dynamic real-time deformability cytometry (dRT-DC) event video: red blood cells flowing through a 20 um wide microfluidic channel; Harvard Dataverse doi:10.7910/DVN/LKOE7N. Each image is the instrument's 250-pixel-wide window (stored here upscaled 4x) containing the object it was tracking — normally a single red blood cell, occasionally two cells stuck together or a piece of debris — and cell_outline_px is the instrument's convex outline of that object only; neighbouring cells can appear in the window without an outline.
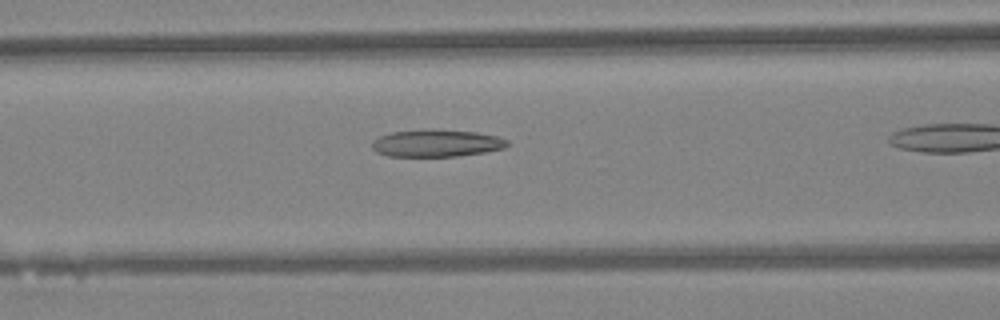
{"species": "Egyptian fruit bat (a non-hibernating species)", "species_latin": "Rousettus aegyptiacus", "temperature_condition": "warm", "stored_images_in_passage": 34, "camera_frame_rate_fps": 3000, "um_per_image_px": 0.085, "animal": {"sex": "female"}, "frame": {"image": 1, "passage_image": 16, "time_ms": 5.0, "image_size_px": [1000, 320], "cell_outline_px": [[508, 144], [504, 148], [484, 152], [456, 156], [388, 156], [376, 152], [372, 148], [372, 140], [380, 136], [392, 132], [428, 128], [476, 132], [496, 136], [508, 140]], "centroid_in_image_um": [37.07, 12.16], "position_along_channel_um": 129.5, "area_um2": 21.56}}
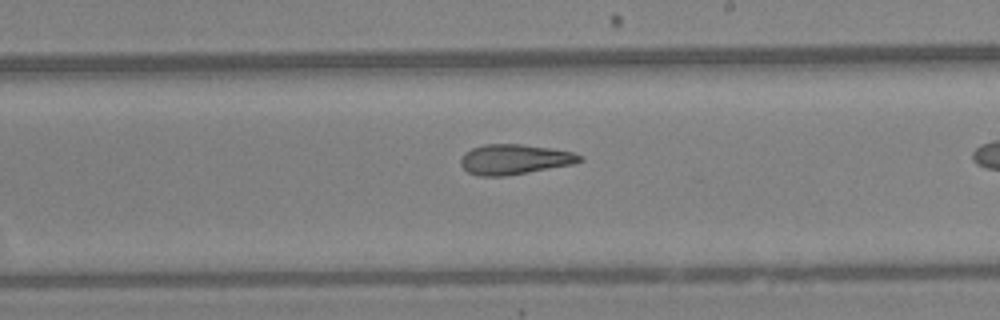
{"frame": {"image": 2, "passage_image": 24, "time_ms": 7.667, "image_size_px": [1000, 320], "cell_outline_px": [[584, 160], [572, 164], [504, 176], [480, 176], [468, 172], [460, 164], [460, 160], [464, 152], [472, 148], [484, 144], [520, 144], [548, 148], [572, 152], [580, 156]], "centroid_in_image_um": [43.67, 13.54], "position_along_channel_um": 245.3, "area_um2": 20.58}}
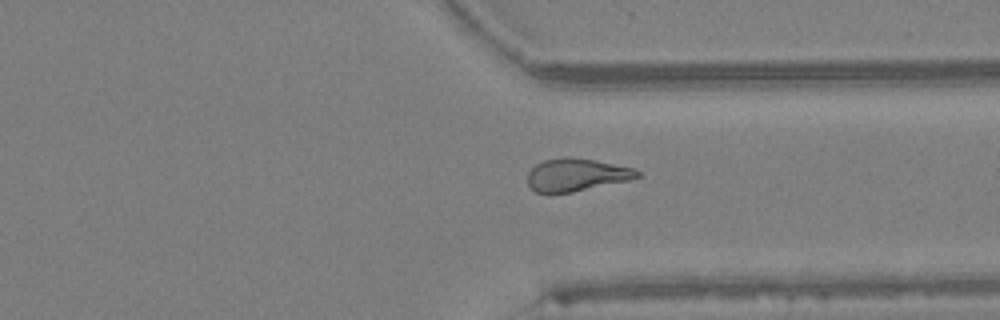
{"frame": {"image": 3, "passage_image": 32, "time_ms": 10.333, "image_size_px": [1000, 320], "cell_outline_px": [[640, 176], [628, 180], [572, 192], [536, 192], [528, 184], [528, 172], [536, 164], [544, 160], [564, 156], [568, 156], [596, 160], [632, 168], [640, 172]], "centroid_in_image_um": [48.98, 14.84], "position_along_channel_um": 362.4, "area_um2": 20.63}}